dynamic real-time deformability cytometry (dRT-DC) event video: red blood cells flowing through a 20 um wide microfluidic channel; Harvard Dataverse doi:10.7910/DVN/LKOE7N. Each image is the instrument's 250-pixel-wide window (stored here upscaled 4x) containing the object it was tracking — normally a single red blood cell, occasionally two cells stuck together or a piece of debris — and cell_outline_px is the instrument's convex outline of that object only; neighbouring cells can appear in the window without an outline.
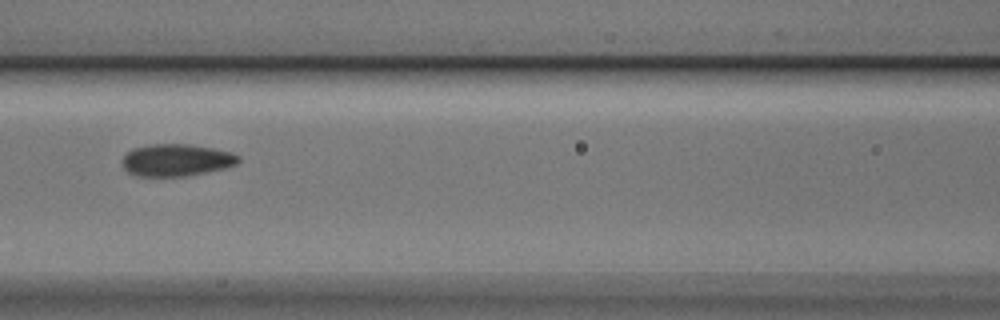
{"species": "Egyptian fruit bat (a non-hibernating species)", "species_latin": "Rousettus aegyptiacus", "temperature_condition": "cold", "stored_images_in_passage": 9, "camera_frame_rate_fps": 3000, "um_per_image_px": 0.085, "animal": {"sex": "male"}, "frame": {"image": 1, "passage_image": 6, "time_ms": 1.667, "image_size_px": [1000, 320], "cell_outline_px": [[240, 160], [236, 164], [228, 168], [188, 176], [136, 176], [128, 172], [124, 168], [120, 160], [132, 148], [152, 144], [192, 144], [232, 152], [240, 156]], "centroid_in_image_um": [15.01, 13.61], "position_along_channel_um": 151.6, "area_um2": 22.08}}
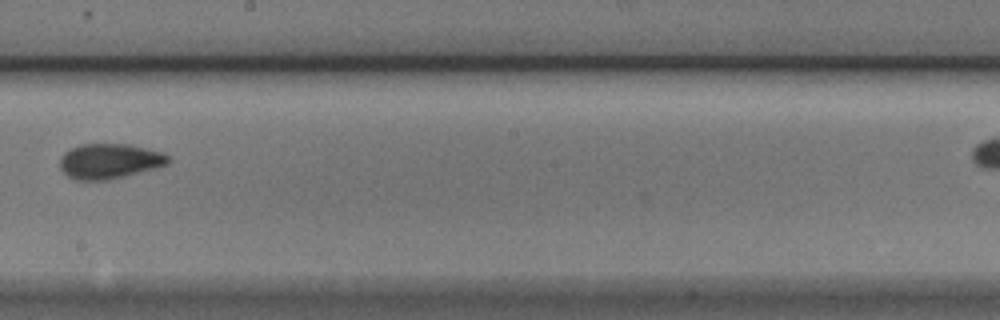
{"frame": {"image": 2, "passage_image": 8, "time_ms": 2.333, "image_size_px": [1000, 320], "cell_outline_px": [[172, 160], [168, 164], [156, 168], [124, 176], [104, 180], [76, 180], [68, 176], [60, 168], [60, 160], [64, 152], [80, 144], [128, 144], [164, 152]], "centroid_in_image_um": [9.33, 13.69], "position_along_channel_um": 238.9, "area_um2": 22.14}}
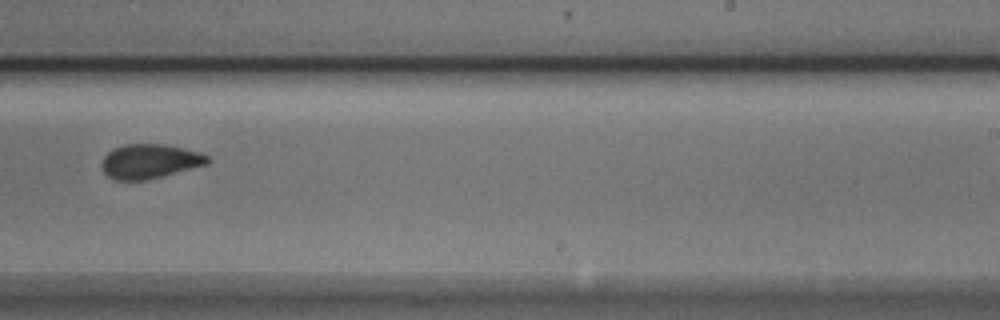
{"frame": {"image": 3, "passage_image": 9, "time_ms": 2.667, "image_size_px": [1000, 320], "cell_outline_px": [[212, 160], [208, 164], [144, 180], [116, 180], [108, 176], [104, 172], [100, 164], [104, 156], [112, 148], [124, 144], [164, 144], [184, 148], [200, 152], [208, 156]], "centroid_in_image_um": [12.72, 13.69], "position_along_channel_um": 276.3, "area_um2": 21.21}}